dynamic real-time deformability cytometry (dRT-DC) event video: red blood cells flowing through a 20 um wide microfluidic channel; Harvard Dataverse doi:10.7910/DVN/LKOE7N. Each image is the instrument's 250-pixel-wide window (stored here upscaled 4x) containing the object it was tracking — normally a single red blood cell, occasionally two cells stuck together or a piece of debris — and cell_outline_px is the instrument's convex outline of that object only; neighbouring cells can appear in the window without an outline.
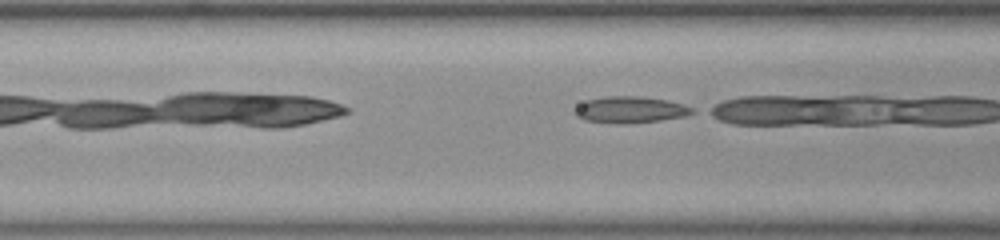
{"species": "common noctule bat (a hibernating species)", "species_latin": "Nyctalus noctula", "temperature_condition": "room temperature", "stored_images_in_passage": 8, "camera_frame_rate_fps": 3000, "um_per_image_px": 0.085, "animal": {"sex": "female", "body_mass_g": 23.0, "forearm_length_mm": 53.4}, "frame": {"image": 1, "passage_image": 7, "time_ms": 2.0, "image_size_px": [1000, 240], "cell_outline_px": [[696, 112], [684, 116], [660, 120], [584, 120], [576, 116], [572, 112], [580, 104], [588, 100], [604, 96], [640, 96], [668, 100], [684, 104], [696, 108]], "centroid_in_image_um": [53.65, 9.25], "position_along_channel_um": 113.0, "area_um2": 17.11}}